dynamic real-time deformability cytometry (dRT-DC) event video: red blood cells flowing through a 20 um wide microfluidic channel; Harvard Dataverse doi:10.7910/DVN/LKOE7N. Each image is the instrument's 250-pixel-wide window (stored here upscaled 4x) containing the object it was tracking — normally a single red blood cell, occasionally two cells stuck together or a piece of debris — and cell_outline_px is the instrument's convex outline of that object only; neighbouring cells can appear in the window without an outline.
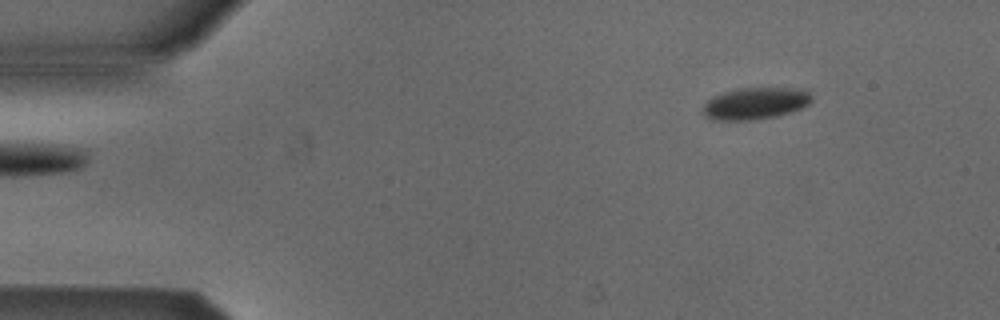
{"species": "Egyptian fruit bat (a non-hibernating species)", "species_latin": "Rousettus aegyptiacus", "temperature_condition": "cold", "stored_images_in_passage": 5, "segment_of_instrument_passage": [2, 2], "camera_frame_rate_fps": 3000, "um_per_image_px": 0.085, "animal": {"sex": "male"}, "frame": {"image": 1, "passage_image": 5, "time_ms": 1.333, "image_size_px": [1000, 320], "cell_outline_px": [[812, 100], [808, 104], [800, 108], [776, 116], [752, 120], [712, 120], [704, 116], [700, 112], [704, 104], [712, 96], [736, 88], [792, 88], [808, 92], [812, 96]], "centroid_in_image_um": [64.12, 8.79], "position_along_channel_um": 20.9, "area_um2": 20.17}}